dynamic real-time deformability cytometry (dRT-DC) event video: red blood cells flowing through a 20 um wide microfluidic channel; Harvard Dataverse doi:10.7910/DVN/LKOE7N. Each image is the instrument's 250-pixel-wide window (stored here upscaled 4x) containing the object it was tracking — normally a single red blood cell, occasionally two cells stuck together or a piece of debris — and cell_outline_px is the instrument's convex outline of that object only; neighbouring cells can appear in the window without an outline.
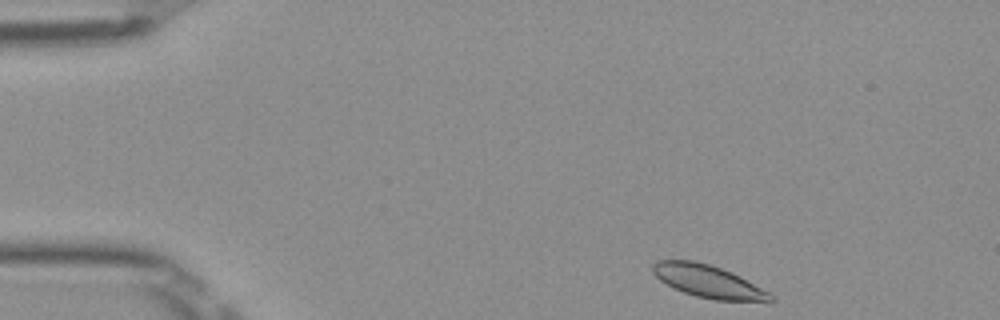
{"species": "Egyptian fruit bat (a non-hibernating species)", "species_latin": "Rousettus aegyptiacus", "temperature_condition": "room temperature", "stored_images_in_passage": 45, "camera_frame_rate_fps": 3000, "um_per_image_px": 0.085, "frame": {"image": 1, "passage_image": 1, "time_ms": 0.0, "image_size_px": [1000, 320], "cell_outline_px": [[776, 300], [772, 304], [712, 300], [696, 296], [684, 292], [660, 280], [652, 272], [652, 264], [656, 260], [692, 260], [708, 264], [732, 272], [740, 276], [768, 292]], "centroid_in_image_um": [60.29, 23.96], "position_along_channel_um": 24.7, "area_um2": 22.77}}
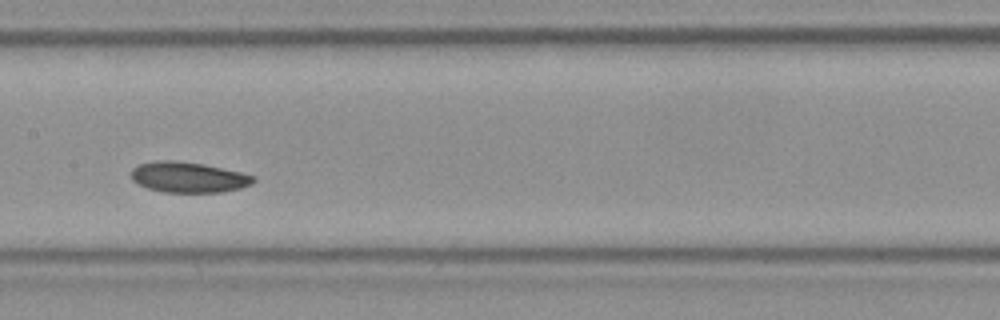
{"frame": {"image": 2, "passage_image": 20, "time_ms": 6.333, "image_size_px": [1000, 320], "cell_outline_px": [[256, 180], [252, 184], [240, 188], [220, 192], [164, 192], [148, 188], [132, 180], [132, 168], [140, 164], [156, 160], [176, 160], [204, 164], [240, 172], [256, 176]], "centroid_in_image_um": [16.03, 15.05], "position_along_channel_um": 191.4, "area_um2": 21.73}}
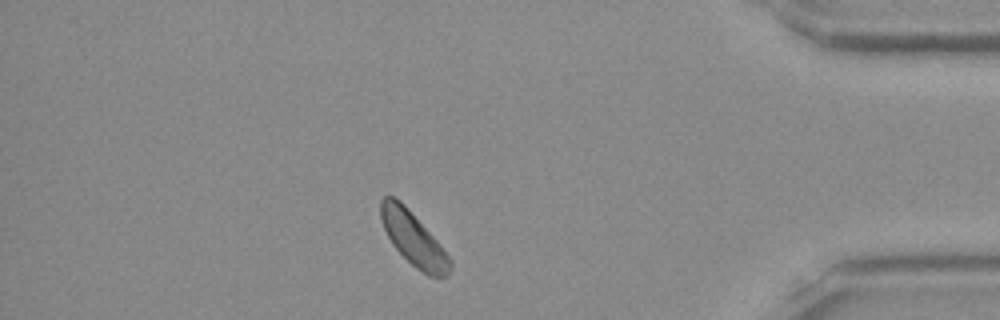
{"frame": {"image": 3, "passage_image": 39, "time_ms": 12.667, "image_size_px": [1000, 320], "cell_outline_px": [[452, 268], [448, 276], [428, 276], [416, 268], [392, 244], [380, 220], [380, 200], [384, 196], [392, 196], [400, 200], [408, 208], [440, 244], [452, 260]], "centroid_in_image_um": [35.14, 20.29], "position_along_channel_um": 400.1, "area_um2": 21.44}, "authors_computed_cell_mechanics": {"area_um2": 21.7328, "velocity_mm_per_s": 3.8915, "shape_relaxation_time_tau1_ms": 2.9209, "shape_relaxation_time_tau2_ms": null, "deformation_change_tau1": 0.0563, "deformation_change_tau2": null}}